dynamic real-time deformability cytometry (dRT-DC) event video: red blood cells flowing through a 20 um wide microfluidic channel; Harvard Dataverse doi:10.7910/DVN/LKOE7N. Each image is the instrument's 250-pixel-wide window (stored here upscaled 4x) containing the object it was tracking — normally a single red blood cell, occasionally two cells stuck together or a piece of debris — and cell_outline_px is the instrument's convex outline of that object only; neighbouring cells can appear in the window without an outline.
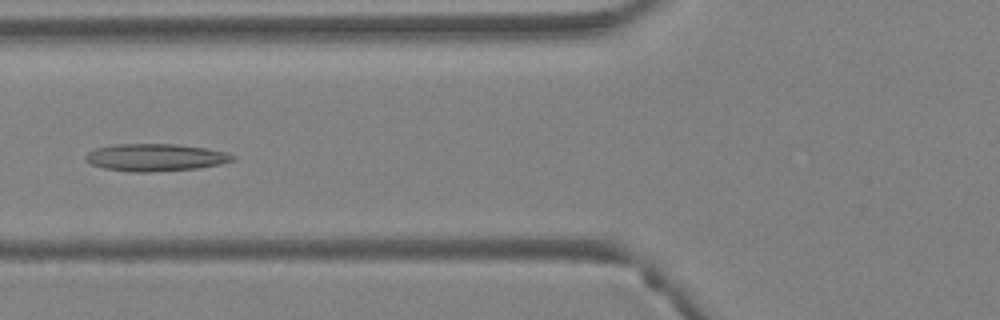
{"species": "Egyptian fruit bat (a non-hibernating species)", "species_latin": "Rousettus aegyptiacus", "temperature_condition": "warm", "stored_images_in_passage": 5, "camera_frame_rate_fps": 3000, "um_per_image_px": 0.085, "animal": {"sex": "female"}, "frame": {"image": 1, "passage_image": 5, "time_ms": 1.333, "image_size_px": [1000, 320], "cell_outline_px": [[236, 160], [220, 164], [200, 168], [152, 172], [132, 172], [104, 168], [92, 164], [84, 160], [84, 156], [88, 152], [96, 148], [112, 144], [176, 144], [204, 148], [224, 152], [236, 156]], "centroid_in_image_um": [13.2, 13.38], "position_along_channel_um": 112.6, "area_um2": 23.52}}